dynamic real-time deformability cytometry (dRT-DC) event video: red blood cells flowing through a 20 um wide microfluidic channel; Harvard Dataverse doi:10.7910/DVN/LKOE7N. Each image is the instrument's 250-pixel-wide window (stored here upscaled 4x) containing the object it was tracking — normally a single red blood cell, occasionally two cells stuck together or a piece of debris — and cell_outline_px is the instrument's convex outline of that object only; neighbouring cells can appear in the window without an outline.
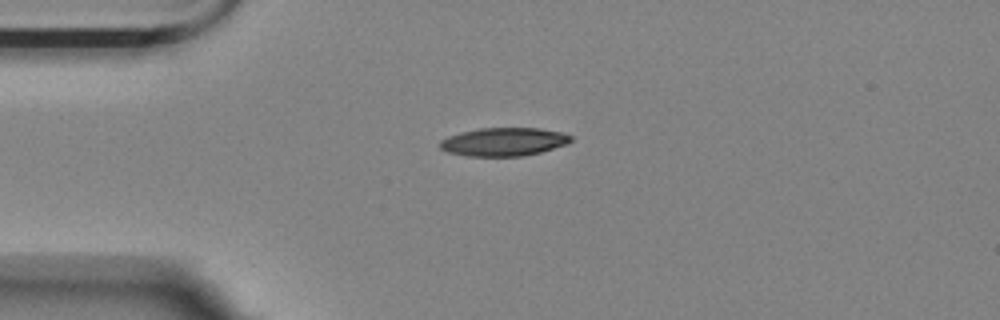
{"species": "Egyptian fruit bat (a non-hibernating species)", "species_latin": "Rousettus aegyptiacus", "temperature_condition": "room temperature", "stored_images_in_passage": 3, "camera_frame_rate_fps": 3000, "um_per_image_px": 0.085, "animal": {"sex": "female"}, "frame": {"image": 1, "passage_image": 1, "time_ms": 0.0, "image_size_px": [1000, 320], "cell_outline_px": [[572, 140], [568, 144], [540, 152], [520, 156], [468, 156], [448, 152], [440, 148], [440, 140], [448, 136], [460, 132], [480, 128], [540, 128], [564, 132], [572, 136]], "centroid_in_image_um": [42.84, 12.04], "position_along_channel_um": 42.2, "area_um2": 21.68}}
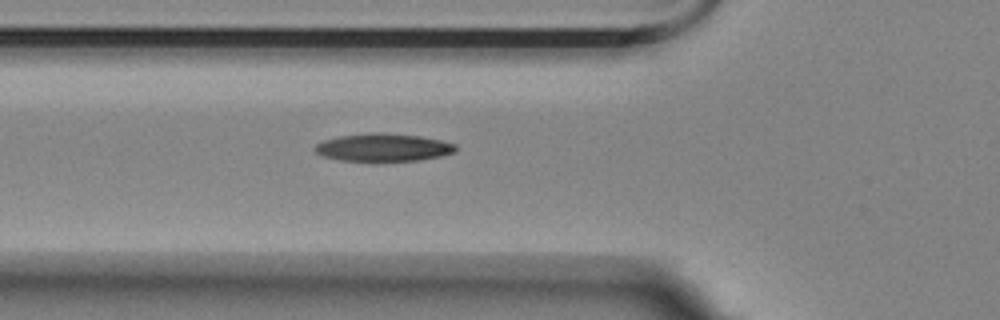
{"frame": {"image": 2, "passage_image": 3, "time_ms": 0.667, "image_size_px": [1000, 320], "cell_outline_px": [[456, 152], [440, 156], [420, 160], [340, 160], [324, 156], [316, 152], [312, 148], [316, 144], [324, 140], [340, 136], [372, 132], [380, 132], [420, 136], [440, 140], [456, 144]], "centroid_in_image_um": [32.58, 12.52], "position_along_channel_um": 93.2, "area_um2": 22.54}}